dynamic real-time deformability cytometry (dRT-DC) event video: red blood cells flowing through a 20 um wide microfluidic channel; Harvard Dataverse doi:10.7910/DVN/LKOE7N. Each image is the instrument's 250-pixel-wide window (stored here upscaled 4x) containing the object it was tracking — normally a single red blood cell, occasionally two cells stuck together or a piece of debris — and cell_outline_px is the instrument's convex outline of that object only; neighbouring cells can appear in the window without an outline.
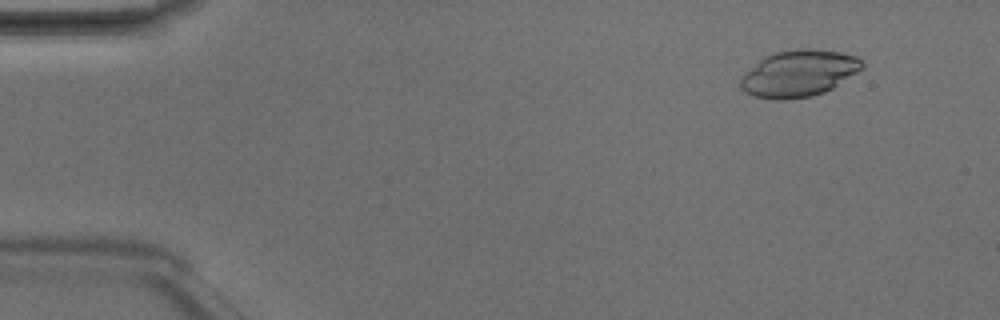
{"species": "Egyptian fruit bat (a non-hibernating species)", "species_latin": "Rousettus aegyptiacus", "temperature_condition": "room temperature", "stored_images_in_passage": 6, "camera_frame_rate_fps": 3000, "um_per_image_px": 0.085, "animal": {"sex": "male"}, "frame": {"image": 1, "passage_image": 2, "time_ms": 0.333, "image_size_px": [1000, 320], "cell_outline_px": [[864, 68], [832, 88], [824, 92], [812, 96], [784, 100], [776, 100], [752, 96], [744, 92], [740, 88], [740, 80], [744, 72], [764, 56], [772, 52], [792, 48], [816, 48], [840, 52], [856, 56], [864, 64]], "centroid_in_image_um": [67.86, 6.22], "position_along_channel_um": 17.1, "area_um2": 33.52}}